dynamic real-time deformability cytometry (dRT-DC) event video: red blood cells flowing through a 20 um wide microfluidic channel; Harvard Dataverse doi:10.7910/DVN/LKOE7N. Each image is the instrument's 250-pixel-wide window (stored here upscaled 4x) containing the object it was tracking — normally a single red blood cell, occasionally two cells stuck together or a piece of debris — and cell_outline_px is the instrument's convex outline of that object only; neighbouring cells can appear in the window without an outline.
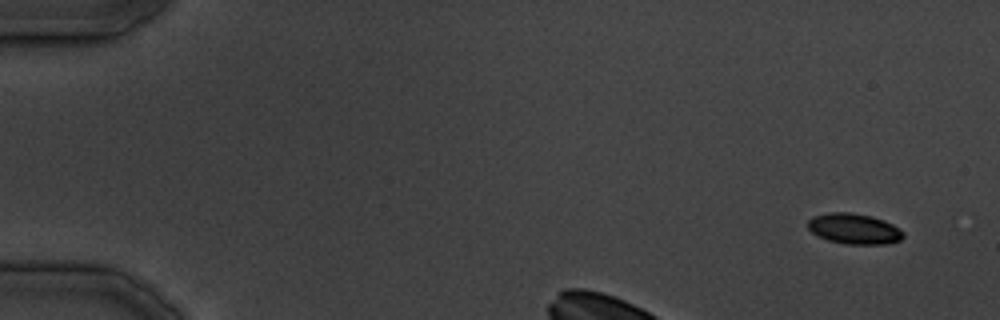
{"species": "common noctule bat (a hibernating species)", "species_latin": "Nyctalus noctula", "temperature_condition": "cold", "stored_images_in_passage": 7, "camera_frame_rate_fps": 3000, "um_per_image_px": 0.085, "animal": {"sex": "male", "body_mass_g": 19.5, "forearm_length_mm": 54.6}, "frame": {"image": 1, "passage_image": 1, "time_ms": 0.0, "image_size_px": [1000, 320], "cell_outline_px": [[904, 236], [900, 240], [888, 244], [844, 244], [828, 240], [812, 232], [808, 228], [808, 220], [812, 216], [828, 212], [852, 212], [872, 216], [884, 220], [900, 228], [904, 232]], "centroid_in_image_um": [72.62, 19.44], "position_along_channel_um": 12.4, "area_um2": 17.17}}